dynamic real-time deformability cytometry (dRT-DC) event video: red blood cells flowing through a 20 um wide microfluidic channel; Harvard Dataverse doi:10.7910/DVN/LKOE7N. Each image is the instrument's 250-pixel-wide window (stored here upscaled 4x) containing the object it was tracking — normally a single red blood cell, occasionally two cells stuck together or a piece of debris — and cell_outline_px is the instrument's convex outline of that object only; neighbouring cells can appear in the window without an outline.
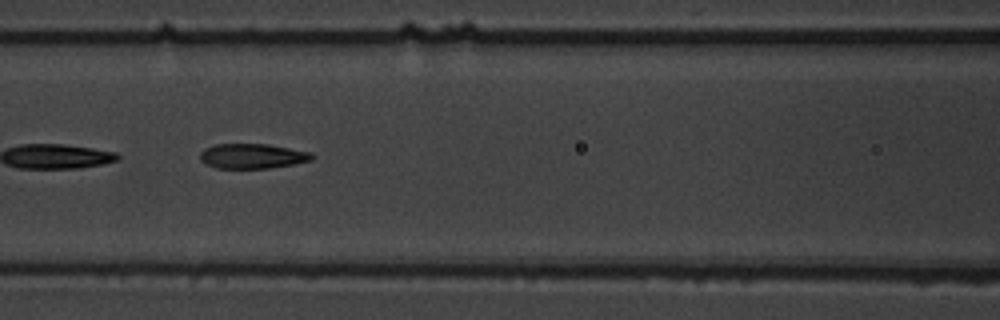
{"species": "common noctule bat (a hibernating species)", "species_latin": "Nyctalus noctula", "temperature_condition": "warm", "stored_images_in_passage": 9, "camera_frame_rate_fps": 3000, "um_per_image_px": 0.085, "animal": {"sex": "male", "body_mass_g": 19.5, "forearm_length_mm": 54.6}, "frame": {"image": 1, "passage_image": 6, "time_ms": 6.667, "image_size_px": [1000, 320], "cell_outline_px": [[316, 156], [312, 160], [292, 164], [268, 168], [216, 168], [200, 160], [200, 152], [204, 148], [216, 144], [268, 144], [312, 152]], "centroid_in_image_um": [21.47, 13.26], "position_along_channel_um": 145.1, "area_um2": 16.24}}
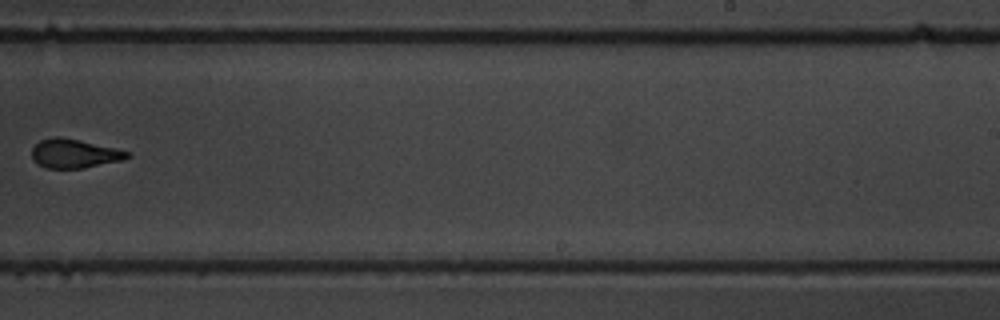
{"frame": {"image": 2, "passage_image": 9, "time_ms": 10.667, "image_size_px": [1000, 320], "cell_outline_px": [[132, 156], [120, 160], [84, 168], [44, 168], [36, 164], [32, 160], [32, 148], [40, 140], [56, 136], [60, 136], [80, 140], [116, 148], [132, 152]], "centroid_in_image_um": [6.3, 13.05], "position_along_channel_um": 282.7, "area_um2": 16.24}}